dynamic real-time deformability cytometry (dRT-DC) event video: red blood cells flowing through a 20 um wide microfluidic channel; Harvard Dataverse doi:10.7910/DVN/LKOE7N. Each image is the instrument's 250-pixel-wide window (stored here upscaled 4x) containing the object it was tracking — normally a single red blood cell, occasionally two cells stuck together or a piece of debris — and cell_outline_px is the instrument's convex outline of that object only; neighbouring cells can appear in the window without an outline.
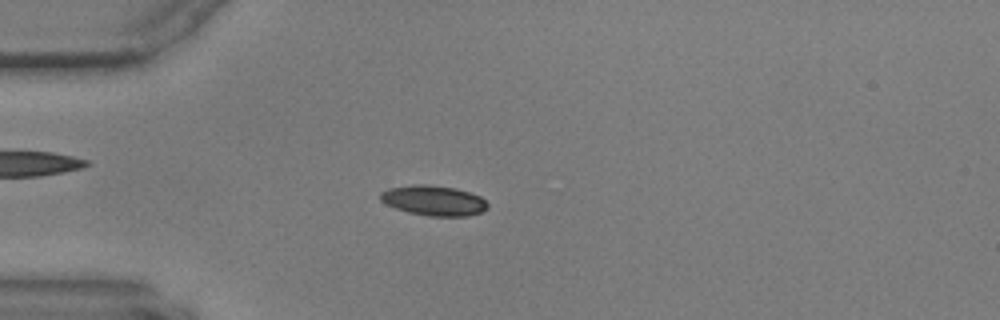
{"species": "common noctule bat (a hibernating species)", "species_latin": "Nyctalus noctula", "temperature_condition": "warm", "stored_images_in_passage": 58, "camera_frame_rate_fps": 3000, "um_per_image_px": 0.085, "animal": {"sex": "male", "body_mass_g": 17.9, "forearm_length_mm": 54.2}, "frame": {"image": 1, "passage_image": 16, "time_ms": 5.0, "image_size_px": [1000, 320], "cell_outline_px": [[488, 208], [480, 212], [468, 216], [428, 216], [408, 212], [396, 208], [380, 200], [380, 192], [388, 188], [412, 184], [428, 184], [456, 188], [480, 196], [488, 204]], "centroid_in_image_um": [36.85, 17.03], "position_along_channel_um": 48.1, "area_um2": 18.84}}
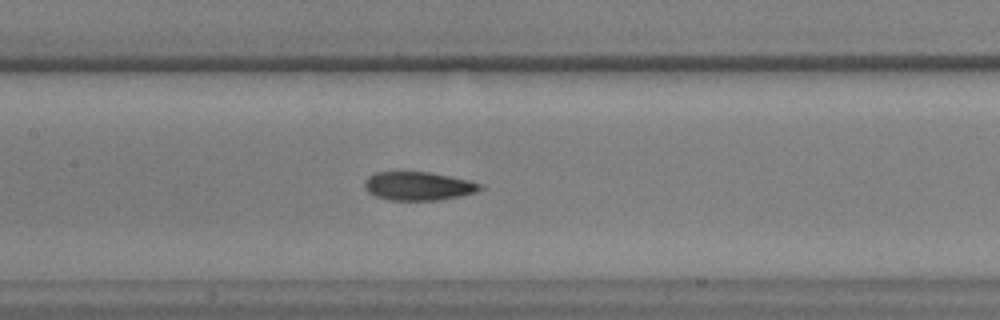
{"frame": {"image": 2, "passage_image": 28, "time_ms": 9.0, "image_size_px": [1000, 320], "cell_outline_px": [[484, 188], [476, 192], [460, 196], [440, 200], [388, 200], [376, 196], [368, 192], [364, 188], [364, 180], [368, 176], [376, 172], [428, 172], [468, 180], [480, 184]], "centroid_in_image_um": [35.53, 15.82], "position_along_channel_um": 171.9, "area_um2": 19.19}}
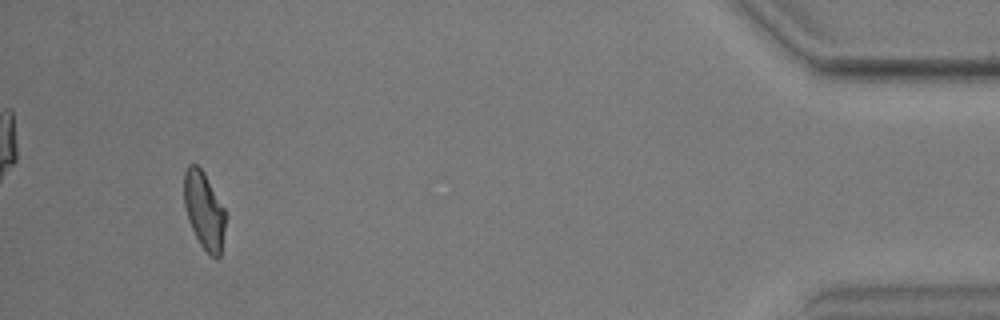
{"frame": {"image": 3, "passage_image": 55, "time_ms": 18.0, "image_size_px": [1000, 320], "cell_outline_px": [[228, 216], [220, 256], [216, 260], [200, 244], [188, 220], [184, 204], [184, 172], [188, 164], [196, 164], [204, 172], [224, 208]], "centroid_in_image_um": [17.37, 17.89], "position_along_channel_um": 417.8, "area_um2": 18.84}}